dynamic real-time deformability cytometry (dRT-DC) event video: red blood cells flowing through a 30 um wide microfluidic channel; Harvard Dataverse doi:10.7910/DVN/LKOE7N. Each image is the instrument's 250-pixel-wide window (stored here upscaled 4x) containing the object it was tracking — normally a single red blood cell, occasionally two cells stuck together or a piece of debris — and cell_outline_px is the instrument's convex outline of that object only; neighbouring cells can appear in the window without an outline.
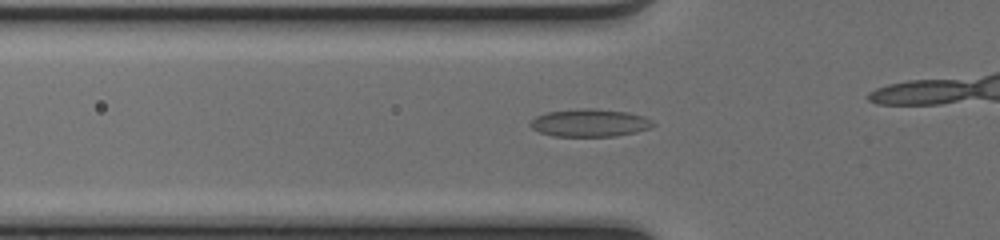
{"species": "common noctule bat (a hibernating species)", "species_latin": "Nyctalus noctula", "temperature_condition": "cold", "stored_images_in_passage": 25, "segment_of_instrument_passage": [1, 2], "camera_frame_rate_fps": 3000, "um_per_image_px": 0.085, "animal": {"sex": "female", "body_mass_g": 17.0, "forearm_length_mm": 48.0}, "frame": {"image": 1, "passage_image": 2, "time_ms": 0.333, "image_size_px": [1000, 240], "cell_outline_px": [[656, 124], [648, 128], [636, 132], [616, 136], [552, 136], [540, 132], [532, 128], [528, 124], [536, 116], [548, 112], [584, 108], [588, 108], [628, 112], [644, 116], [652, 120]], "centroid_in_image_um": [50.13, 10.45], "position_along_channel_um": 75.7, "area_um2": 19.71}}
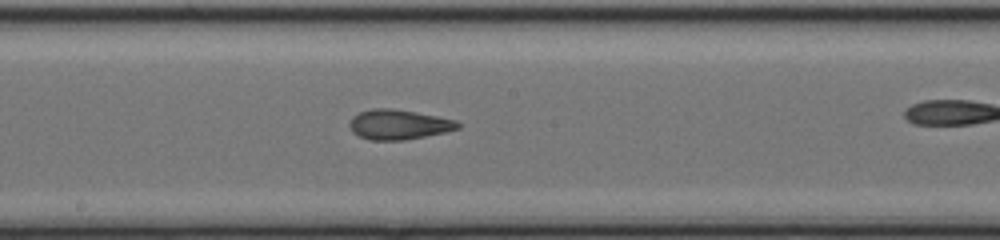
{"frame": {"image": 2, "passage_image": 12, "time_ms": 3.667, "image_size_px": [1000, 240], "cell_outline_px": [[460, 128], [444, 132], [404, 140], [368, 140], [352, 132], [348, 124], [352, 116], [360, 112], [372, 108], [388, 108], [416, 112], [456, 120], [460, 124]], "centroid_in_image_um": [33.85, 10.58], "position_along_channel_um": 214.4, "area_um2": 18.79}}
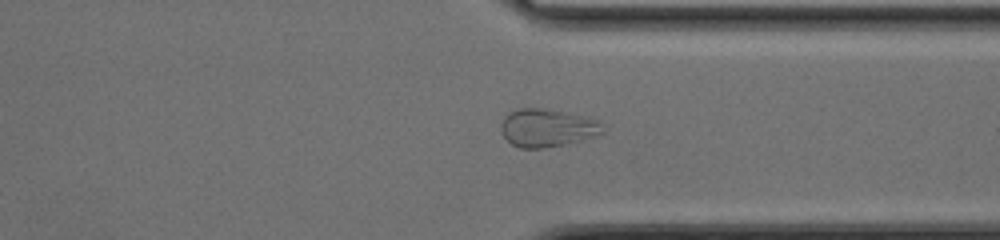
{"frame": {"image": 3, "passage_image": 23, "time_ms": 7.333, "image_size_px": [1000, 240], "cell_outline_px": [[604, 132], [580, 140], [564, 144], [544, 148], [520, 148], [512, 144], [500, 132], [500, 124], [504, 116], [520, 108], [540, 108], [564, 112], [600, 120]], "centroid_in_image_um": [46.48, 10.87], "position_along_channel_um": 364.9, "area_um2": 22.25}}